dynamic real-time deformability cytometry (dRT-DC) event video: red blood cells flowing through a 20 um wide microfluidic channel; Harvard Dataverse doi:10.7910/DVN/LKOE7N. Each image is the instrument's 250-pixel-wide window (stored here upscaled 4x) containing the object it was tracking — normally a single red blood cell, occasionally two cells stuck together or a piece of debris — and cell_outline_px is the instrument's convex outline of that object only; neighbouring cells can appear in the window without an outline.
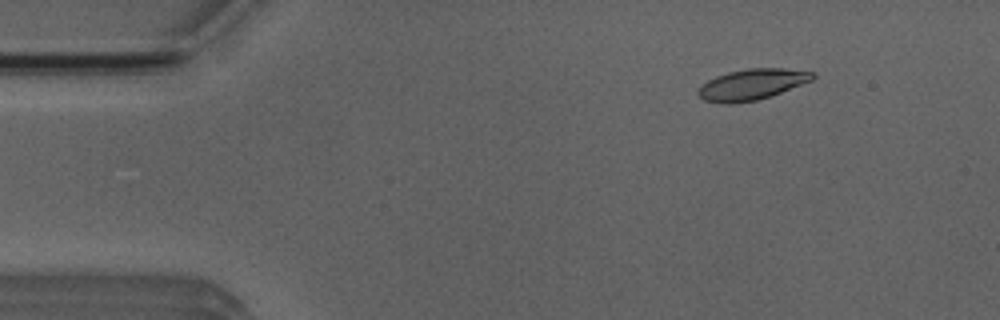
{"species": "Egyptian fruit bat (a non-hibernating species)", "species_latin": "Rousettus aegyptiacus", "temperature_condition": "room temperature", "stored_images_in_passage": 4, "camera_frame_rate_fps": 3000, "um_per_image_px": 0.085, "animal": {"sex": "male"}, "frame": {"image": 1, "passage_image": 2, "time_ms": 1.0, "image_size_px": [1000, 320], "cell_outline_px": [[816, 76], [812, 80], [772, 96], [756, 100], [732, 104], [728, 104], [704, 100], [696, 92], [708, 80], [716, 76], [728, 72], [748, 68], [784, 68], [816, 72]], "centroid_in_image_um": [63.95, 7.17], "position_along_channel_um": 21.1, "area_um2": 20.58}}